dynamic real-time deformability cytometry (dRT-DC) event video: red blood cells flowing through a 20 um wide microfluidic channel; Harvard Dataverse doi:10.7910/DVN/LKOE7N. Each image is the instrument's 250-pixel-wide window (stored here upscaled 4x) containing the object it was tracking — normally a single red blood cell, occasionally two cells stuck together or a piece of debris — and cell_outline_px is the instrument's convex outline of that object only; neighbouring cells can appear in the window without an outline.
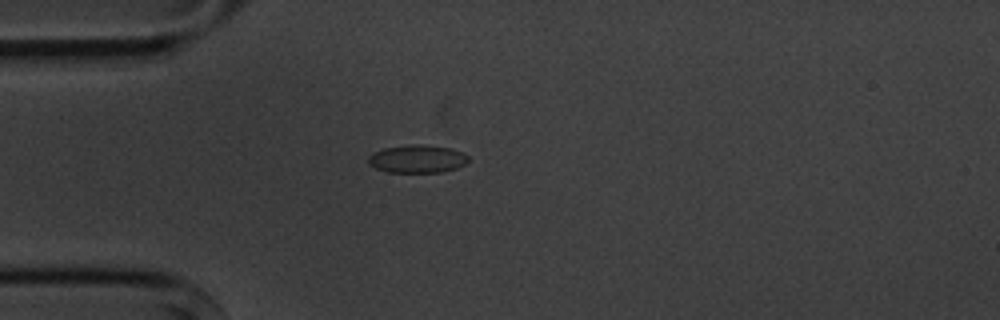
{"species": "common noctule bat (a hibernating species)", "species_latin": "Nyctalus noctula", "temperature_condition": "cold", "stored_images_in_passage": 1, "camera_frame_rate_fps": 3000, "um_per_image_px": 0.085, "animal": {"sex": "male", "body_mass_g": 20.1, "forearm_length_mm": 53.5}, "frame": {"image": 1, "passage_image": 1, "time_ms": 0.0, "image_size_px": [1000, 320], "cell_outline_px": [[468, 160], [464, 164], [456, 168], [440, 172], [388, 172], [376, 168], [368, 164], [368, 156], [372, 152], [384, 148], [416, 144], [420, 144], [452, 148], [464, 152], [468, 156]], "centroid_in_image_um": [35.46, 13.5], "position_along_channel_um": 49.5, "area_um2": 16.3}}